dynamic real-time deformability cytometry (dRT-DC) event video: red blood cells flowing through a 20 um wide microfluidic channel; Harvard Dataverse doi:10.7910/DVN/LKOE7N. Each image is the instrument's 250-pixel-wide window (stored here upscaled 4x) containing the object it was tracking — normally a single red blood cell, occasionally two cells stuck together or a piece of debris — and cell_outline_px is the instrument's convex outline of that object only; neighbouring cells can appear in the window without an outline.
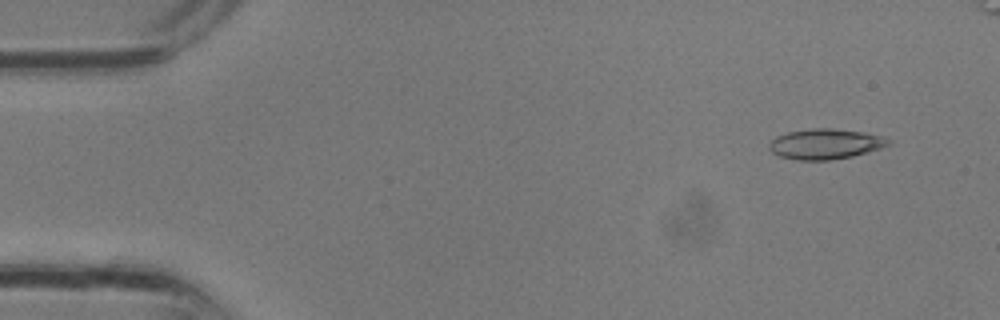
{"species": "common noctule bat (a hibernating species)", "species_latin": "Nyctalus noctula", "temperature_condition": "room temperature", "stored_images_in_passage": 3, "camera_frame_rate_fps": 3000, "um_per_image_px": 0.085, "animal": {"sex": "male", "body_mass_g": 13.3}, "frame": {"image": 1, "passage_image": 1, "time_ms": 0.0, "image_size_px": [1000, 320], "cell_outline_px": [[892, 144], [880, 148], [852, 156], [828, 160], [796, 160], [780, 156], [772, 152], [768, 148], [768, 144], [776, 136], [788, 132], [812, 128], [832, 128], [860, 132], [880, 136], [892, 140]], "centroid_in_image_um": [70.13, 12.24], "position_along_channel_um": 14.9, "area_um2": 20.92}}